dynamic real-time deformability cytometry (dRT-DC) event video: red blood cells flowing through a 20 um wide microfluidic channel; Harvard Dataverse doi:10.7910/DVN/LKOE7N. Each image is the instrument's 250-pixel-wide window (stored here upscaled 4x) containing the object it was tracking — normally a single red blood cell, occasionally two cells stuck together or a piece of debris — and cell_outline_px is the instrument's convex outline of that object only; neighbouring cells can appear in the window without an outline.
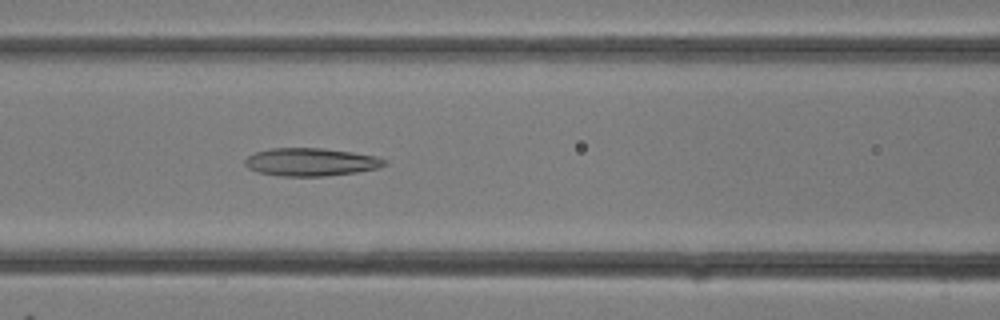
{"species": "common noctule bat (a hibernating species)", "species_latin": "Nyctalus noctula", "temperature_condition": "room temperature", "stored_images_in_passage": 12, "camera_frame_rate_fps": 3000, "um_per_image_px": 0.085, "animal": {"sex": "female"}, "frame": {"image": 1, "passage_image": 12, "time_ms": 3.667, "image_size_px": [1000, 320], "cell_outline_px": [[388, 164], [380, 168], [356, 172], [324, 176], [280, 176], [256, 172], [248, 168], [244, 164], [244, 160], [248, 156], [256, 152], [272, 148], [324, 148], [352, 152], [376, 156], [388, 160]], "centroid_in_image_um": [26.44, 13.77], "position_along_channel_um": 140.2, "area_um2": 22.89}}